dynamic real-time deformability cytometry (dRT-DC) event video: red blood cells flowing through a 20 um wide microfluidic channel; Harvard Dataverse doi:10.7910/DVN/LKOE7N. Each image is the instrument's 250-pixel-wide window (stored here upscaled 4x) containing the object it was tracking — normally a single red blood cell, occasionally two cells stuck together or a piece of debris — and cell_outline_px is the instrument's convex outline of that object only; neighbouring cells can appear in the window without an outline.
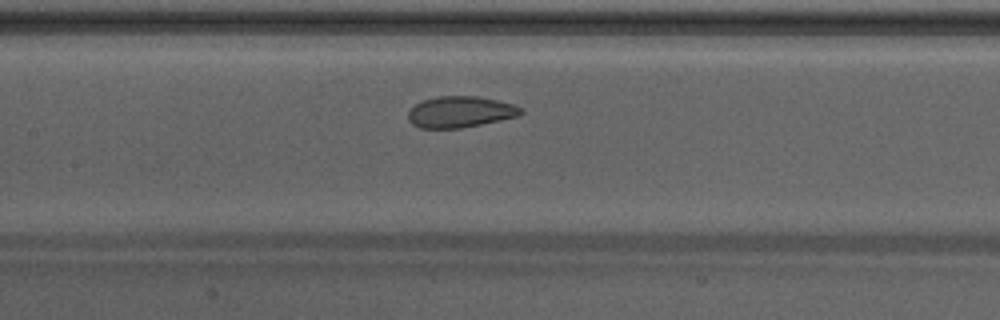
{"species": "Egyptian fruit bat (a non-hibernating species)", "species_latin": "Rousettus aegyptiacus", "temperature_condition": "warm", "stored_images_in_passage": 35, "camera_frame_rate_fps": 3000, "um_per_image_px": 0.085, "animal": {"sex": "male"}, "frame": {"image": 1, "passage_image": 14, "time_ms": 4.333, "image_size_px": [1000, 320], "cell_outline_px": [[524, 112], [516, 116], [480, 124], [460, 128], [420, 128], [412, 124], [408, 120], [408, 112], [416, 104], [424, 100], [436, 96], [476, 96], [496, 100], [512, 104], [520, 108]], "centroid_in_image_um": [39.07, 9.51], "position_along_channel_um": 168.3, "area_um2": 20.17}}
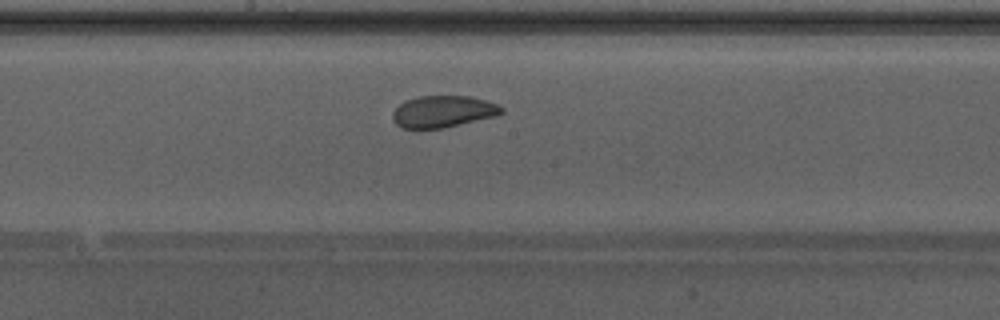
{"frame": {"image": 2, "passage_image": 17, "time_ms": 5.333, "image_size_px": [1000, 320], "cell_outline_px": [[504, 112], [496, 116], [444, 128], [400, 128], [392, 120], [392, 112], [404, 100], [420, 96], [472, 96], [488, 100], [500, 104], [504, 108]], "centroid_in_image_um": [37.69, 9.47], "position_along_channel_um": 210.5, "area_um2": 20.46}}
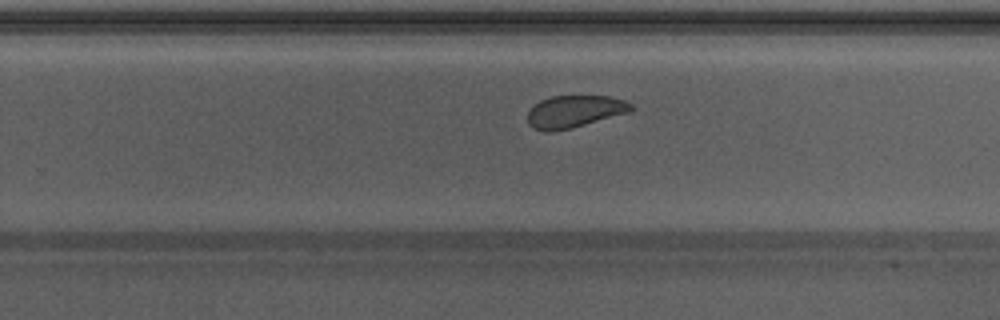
{"frame": {"image": 3, "passage_image": 22, "time_ms": 7.0, "image_size_px": [1000, 320], "cell_outline_px": [[636, 108], [632, 112], [572, 128], [552, 132], [544, 132], [532, 128], [528, 124], [528, 108], [532, 104], [540, 100], [552, 96], [612, 96], [624, 100], [632, 104]], "centroid_in_image_um": [48.83, 9.48], "position_along_channel_um": 281.0, "area_um2": 20.0}, "authors_computed_cell_mechanics": {"area_um2": 20.5768, "velocity_mm_per_s": 4.2429, "shape_relaxation_time_tau1_ms": 2.0686, "shape_relaxation_time_tau2_ms": 1.7979, "deformation_change_tau1": 0.0799, "deformation_change_tau2": 0.0785}}